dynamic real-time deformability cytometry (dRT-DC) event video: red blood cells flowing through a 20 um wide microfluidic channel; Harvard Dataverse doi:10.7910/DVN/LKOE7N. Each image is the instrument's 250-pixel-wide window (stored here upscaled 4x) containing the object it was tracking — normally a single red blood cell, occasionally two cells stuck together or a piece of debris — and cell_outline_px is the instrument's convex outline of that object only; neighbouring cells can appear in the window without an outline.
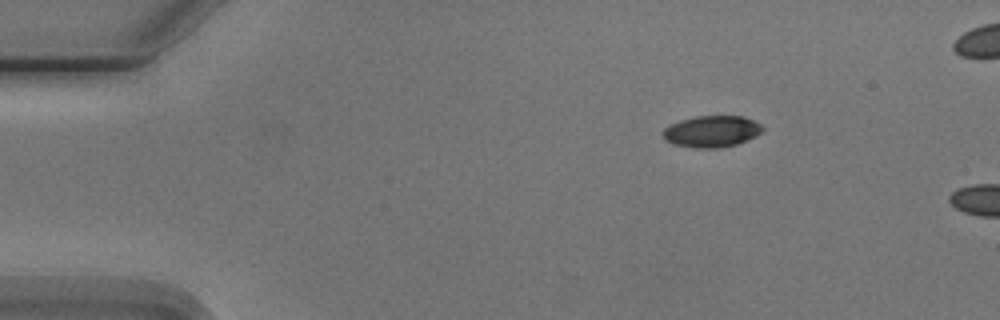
{"species": "Egyptian fruit bat (a non-hibernating species)", "species_latin": "Rousettus aegyptiacus", "temperature_condition": "cold", "stored_images_in_passage": 2, "camera_frame_rate_fps": 3000, "um_per_image_px": 0.085, "animal": {"sex": "male"}, "frame": {"image": 1, "passage_image": 1, "time_ms": 0.0, "image_size_px": [1000, 320], "cell_outline_px": [[764, 128], [756, 136], [748, 140], [736, 144], [716, 148], [696, 148], [672, 144], [664, 140], [664, 128], [680, 120], [696, 116], [740, 116], [752, 120], [760, 124]], "centroid_in_image_um": [60.48, 11.17], "position_along_channel_um": 24.5, "area_um2": 18.15}}